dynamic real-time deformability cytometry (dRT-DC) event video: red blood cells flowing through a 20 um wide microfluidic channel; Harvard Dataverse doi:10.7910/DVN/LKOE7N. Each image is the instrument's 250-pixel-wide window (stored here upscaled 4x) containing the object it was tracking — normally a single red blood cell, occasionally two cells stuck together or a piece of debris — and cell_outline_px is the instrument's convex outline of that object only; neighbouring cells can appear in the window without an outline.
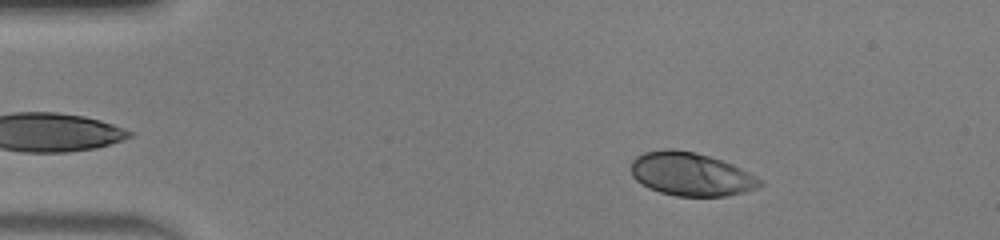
{"species": "human", "species_latin": "Homo sapiens", "temperature_condition": "warm", "stored_images_in_passage": 49, "camera_frame_rate_fps": 3000, "um_per_image_px": 0.085, "donor": {"sex": "male"}, "frame": {"image": 1, "passage_image": 8, "time_ms": 2.333, "image_size_px": [1000, 240], "cell_outline_px": [[764, 184], [756, 188], [744, 192], [728, 196], [676, 196], [660, 192], [648, 188], [640, 184], [632, 176], [632, 160], [636, 156], [644, 152], [664, 148], [672, 148], [692, 152], [708, 156], [732, 164], [764, 180]], "centroid_in_image_um": [58.72, 14.81], "position_along_channel_um": 26.3, "area_um2": 32.66}}
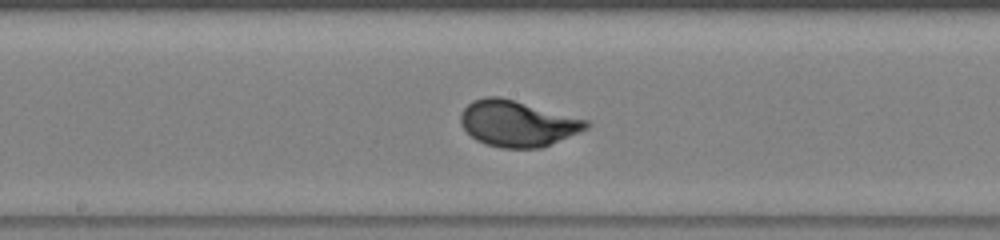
{"frame": {"image": 2, "passage_image": 26, "time_ms": 8.333, "image_size_px": [1000, 240], "cell_outline_px": [[592, 124], [588, 128], [540, 148], [500, 148], [484, 144], [476, 140], [460, 124], [460, 112], [472, 100], [484, 96], [500, 96], [588, 120]], "centroid_in_image_um": [43.95, 10.49], "position_along_channel_um": 204.3, "area_um2": 33.64}}
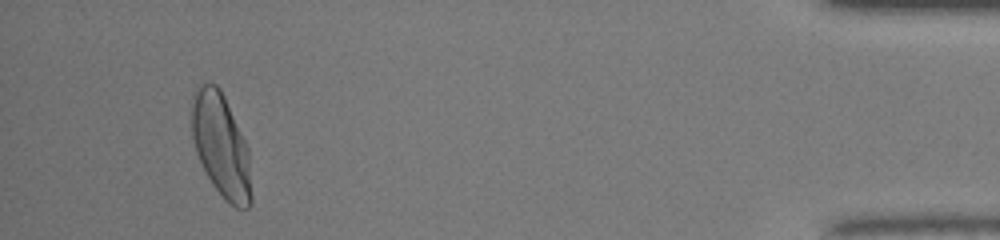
{"frame": {"image": 3, "passage_image": 46, "time_ms": 15.0, "image_size_px": [1000, 240], "cell_outline_px": [[252, 204], [248, 208], [236, 208], [212, 184], [196, 152], [192, 136], [192, 96], [196, 88], [200, 84], [216, 84], [220, 88], [224, 96], [248, 148], [252, 196]], "centroid_in_image_um": [18.8, 12.36], "position_along_channel_um": 416.4, "area_um2": 35.43}, "authors_computed_cell_mechanics": {"area_um2": 33.1194, "velocity_mm_per_s": 4.2145, "shape_relaxation_time_tau1_ms": 2.5307, "shape_relaxation_time_tau2_ms": null, "deformation_change_tau1": 0.1766, "deformation_change_tau2": null}}